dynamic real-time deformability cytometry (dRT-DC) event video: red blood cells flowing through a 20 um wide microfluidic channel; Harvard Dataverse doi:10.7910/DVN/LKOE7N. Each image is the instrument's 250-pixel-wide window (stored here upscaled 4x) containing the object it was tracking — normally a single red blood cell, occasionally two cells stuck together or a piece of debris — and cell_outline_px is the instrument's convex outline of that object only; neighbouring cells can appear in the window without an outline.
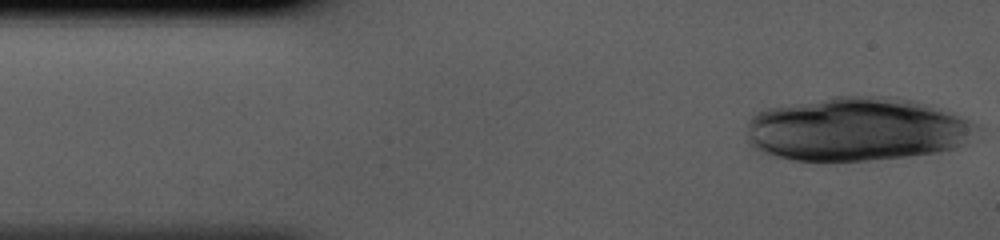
{"species": "human", "species_latin": "Homo sapiens", "temperature_condition": "cold", "stored_images_in_passage": 12, "camera_frame_rate_fps": 3000, "um_per_image_px": 0.085, "donor": {"sex": "male"}, "frame": {"image": 1, "passage_image": 1, "time_ms": 0.0, "image_size_px": [1000, 240], "cell_outline_px": [[980, 128], [964, 144], [956, 148], [940, 152], [908, 156], [868, 160], [792, 160], [756, 152], [748, 144], [748, 124], [752, 116], [756, 112], [768, 108], [836, 96], [880, 96], [912, 100], [928, 104], [960, 116], [976, 124]], "centroid_in_image_um": [72.81, 10.99], "position_along_channel_um": 12.2, "area_um2": 85.43}}